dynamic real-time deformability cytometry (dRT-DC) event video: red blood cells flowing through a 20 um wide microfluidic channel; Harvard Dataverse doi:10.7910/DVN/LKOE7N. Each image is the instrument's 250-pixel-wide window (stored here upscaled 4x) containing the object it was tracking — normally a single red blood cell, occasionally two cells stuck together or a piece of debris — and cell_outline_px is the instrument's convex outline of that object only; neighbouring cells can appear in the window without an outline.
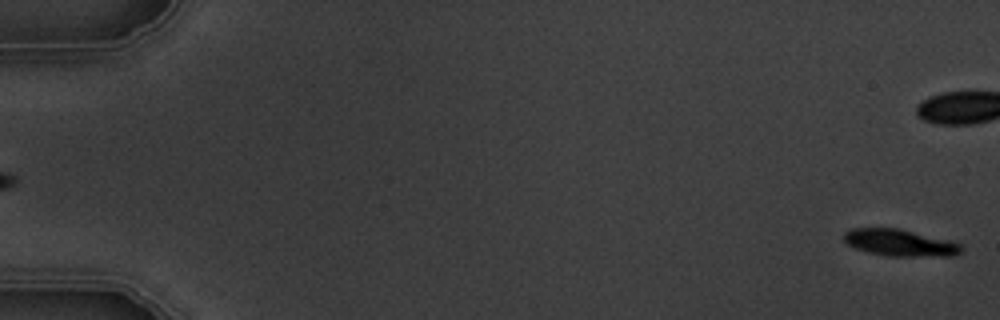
{"species": "common noctule bat (a hibernating species)", "species_latin": "Nyctalus noctula", "temperature_condition": "warm", "stored_images_in_passage": 5, "segment_of_instrument_passage": [2, 2], "camera_frame_rate_fps": 3000, "um_per_image_px": 0.085, "animal": {"sex": "male", "body_mass_g": 19.5, "forearm_length_mm": 54.6}, "frame": {"image": 1, "passage_image": 5, "time_ms": 5.333, "image_size_px": [1000, 320], "cell_outline_px": [[964, 248], [960, 252], [952, 256], [888, 256], [868, 252], [856, 248], [848, 244], [844, 240], [844, 232], [852, 228], [896, 228], [952, 240], [964, 244]], "centroid_in_image_um": [76.55, 20.63], "position_along_channel_um": 8.4, "area_um2": 18.44}}